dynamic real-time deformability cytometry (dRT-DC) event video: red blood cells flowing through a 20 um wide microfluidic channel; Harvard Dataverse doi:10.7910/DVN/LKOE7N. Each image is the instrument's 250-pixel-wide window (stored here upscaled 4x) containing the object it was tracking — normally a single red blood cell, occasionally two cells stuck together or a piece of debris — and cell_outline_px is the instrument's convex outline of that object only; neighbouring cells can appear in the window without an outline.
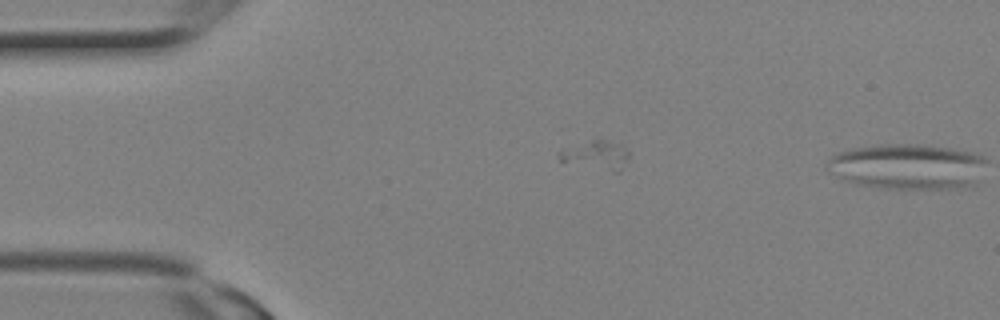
{"species": "Egyptian fruit bat (a non-hibernating species)", "species_latin": "Rousettus aegyptiacus", "temperature_condition": "room temperature", "stored_images_in_passage": 3, "segment_of_instrument_passage": [2, 2], "camera_frame_rate_fps": 3000, "um_per_image_px": 0.085, "animal": {"sex": "female"}, "frame": {"image": 1, "passage_image": 3, "time_ms": 0.667, "image_size_px": [1000, 320], "cell_outline_px": [[628, 160], [620, 172], [616, 172], [560, 160], [556, 156], [560, 152], [592, 140], [604, 140], [624, 144], [628, 148]], "centroid_in_image_um": [50.81, 13.18], "position_along_channel_um": 34.2, "area_um2": 11.21}}